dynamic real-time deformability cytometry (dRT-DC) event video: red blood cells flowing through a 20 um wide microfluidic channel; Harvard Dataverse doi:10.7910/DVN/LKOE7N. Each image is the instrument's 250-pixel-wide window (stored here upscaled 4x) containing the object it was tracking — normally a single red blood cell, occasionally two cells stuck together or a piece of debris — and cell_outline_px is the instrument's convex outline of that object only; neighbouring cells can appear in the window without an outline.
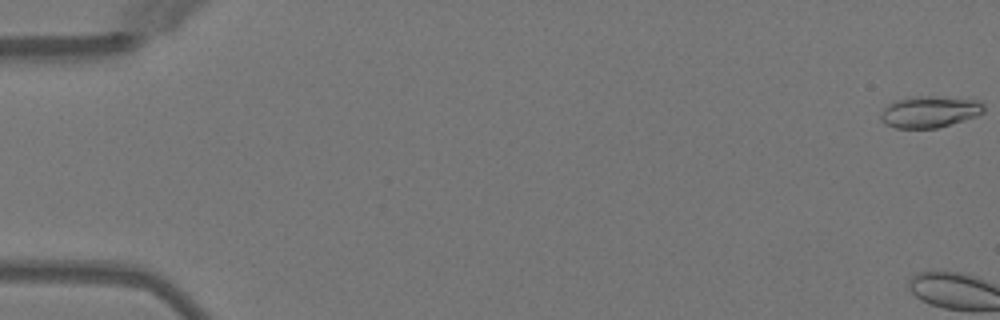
{"species": "Egyptian fruit bat (a non-hibernating species)", "species_latin": "Rousettus aegyptiacus", "temperature_condition": "warm", "stored_images_in_passage": 3, "camera_frame_rate_fps": 3000, "um_per_image_px": 0.085, "animal": {"sex": "female"}, "frame": {"image": 1, "passage_image": 1, "time_ms": 0.0, "image_size_px": [1000, 320], "cell_outline_px": [[984, 112], [976, 116], [964, 120], [936, 128], [896, 128], [884, 124], [880, 120], [880, 112], [888, 104], [896, 100], [908, 96], [932, 96], [976, 100], [984, 104]], "centroid_in_image_um": [78.97, 9.5], "position_along_channel_um": 6.0, "area_um2": 19.02}}